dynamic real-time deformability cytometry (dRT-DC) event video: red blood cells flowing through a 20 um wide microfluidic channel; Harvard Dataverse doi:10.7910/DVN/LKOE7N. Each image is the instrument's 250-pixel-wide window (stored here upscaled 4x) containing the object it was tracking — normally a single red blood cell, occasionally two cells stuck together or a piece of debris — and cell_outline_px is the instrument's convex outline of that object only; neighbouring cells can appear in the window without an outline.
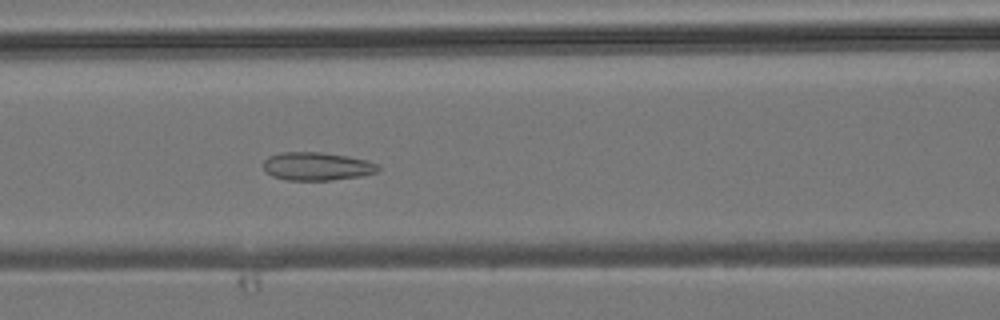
{"species": "common noctule bat (a hibernating species)", "species_latin": "Nyctalus noctula", "temperature_condition": "room temperature", "stored_images_in_passage": 31, "camera_frame_rate_fps": 3000, "um_per_image_px": 0.085, "animal": {"sex": "male", "body_mass_g": 19.2, "forearm_length_mm": 51.8}, "frame": {"image": 1, "passage_image": 5, "time_ms": 1.333, "image_size_px": [1000, 320], "cell_outline_px": [[380, 168], [376, 172], [360, 176], [332, 180], [288, 180], [272, 176], [264, 172], [264, 160], [268, 156], [280, 152], [320, 152], [348, 156], [368, 160], [380, 164]], "centroid_in_image_um": [26.94, 14.13], "position_along_channel_um": 139.7, "area_um2": 19.02}}
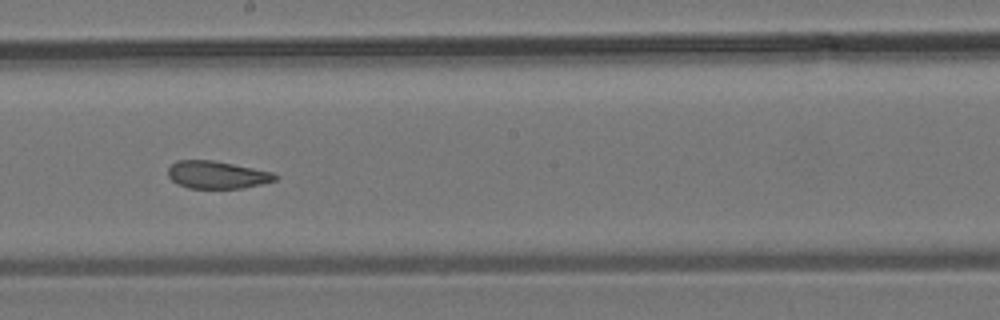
{"frame": {"image": 2, "passage_image": 11, "time_ms": 3.333, "image_size_px": [1000, 320], "cell_outline_px": [[280, 176], [276, 180], [244, 188], [188, 188], [176, 184], [168, 176], [168, 168], [176, 160], [212, 160], [272, 172]], "centroid_in_image_um": [18.42, 14.86], "position_along_channel_um": 229.8, "area_um2": 17.17}}
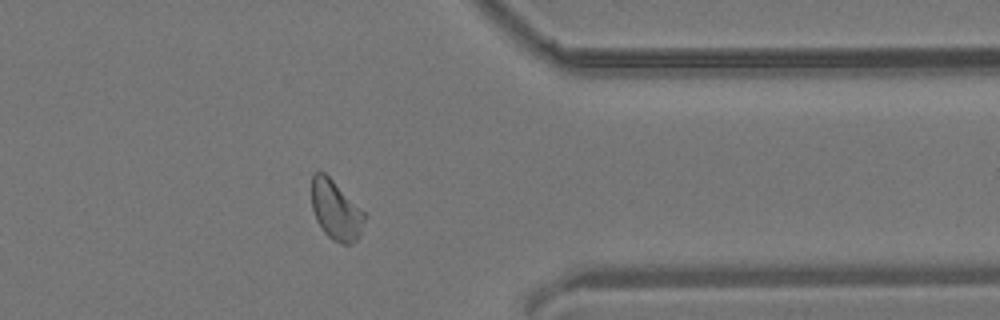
{"frame": {"image": 3, "passage_image": 22, "time_ms": 7.0, "image_size_px": [1000, 320], "cell_outline_px": [[364, 220], [360, 236], [352, 244], [344, 244], [332, 240], [324, 232], [316, 220], [312, 208], [312, 172], [324, 172], [364, 212]], "centroid_in_image_um": [28.52, 17.89], "position_along_channel_um": 382.9, "area_um2": 18.03}}